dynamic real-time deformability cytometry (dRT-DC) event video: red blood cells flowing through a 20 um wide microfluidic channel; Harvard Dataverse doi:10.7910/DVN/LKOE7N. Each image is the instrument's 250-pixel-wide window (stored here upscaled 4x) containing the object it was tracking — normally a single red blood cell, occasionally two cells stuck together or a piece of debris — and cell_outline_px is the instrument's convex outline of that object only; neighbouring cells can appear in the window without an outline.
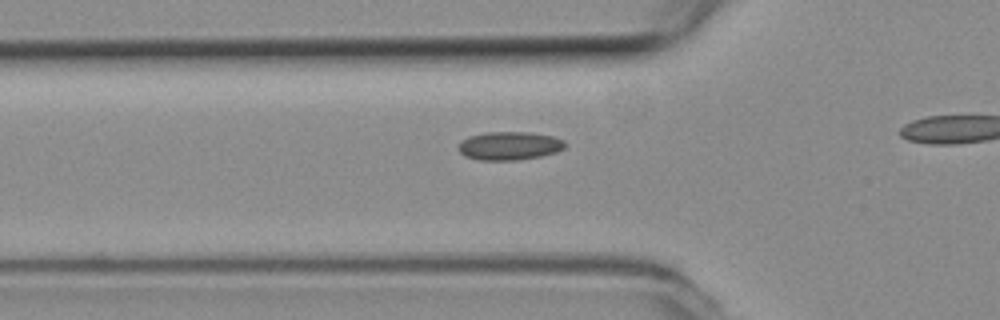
{"species": "common noctule bat (a hibernating species)", "species_latin": "Nyctalus noctula", "temperature_condition": "room temperature", "stored_images_in_passage": 28, "camera_frame_rate_fps": 3000, "um_per_image_px": 0.085, "animal": {"sex": "female", "body_mass_g": 19.3, "forearm_length_mm": 54.1}, "frame": {"image": 1, "passage_image": 4, "time_ms": 1.0, "image_size_px": [1000, 320], "cell_outline_px": [[568, 144], [564, 148], [556, 152], [540, 156], [516, 160], [480, 160], [464, 156], [456, 148], [468, 136], [488, 132], [524, 132], [552, 136], [564, 140]], "centroid_in_image_um": [43.3, 12.4], "position_along_channel_um": 82.5, "area_um2": 17.57}}
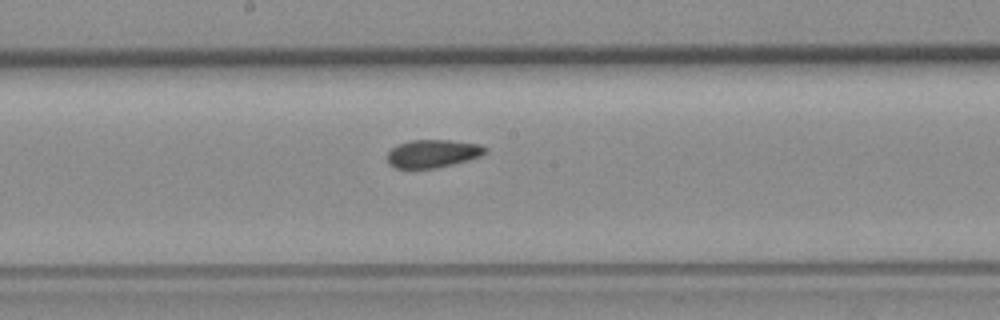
{"frame": {"image": 2, "passage_image": 14, "time_ms": 4.333, "image_size_px": [1000, 320], "cell_outline_px": [[488, 152], [480, 156], [468, 160], [436, 168], [396, 168], [388, 164], [388, 152], [396, 144], [412, 140], [448, 140], [480, 144], [488, 148]], "centroid_in_image_um": [36.8, 13.05], "position_along_channel_um": 211.4, "area_um2": 16.01}}
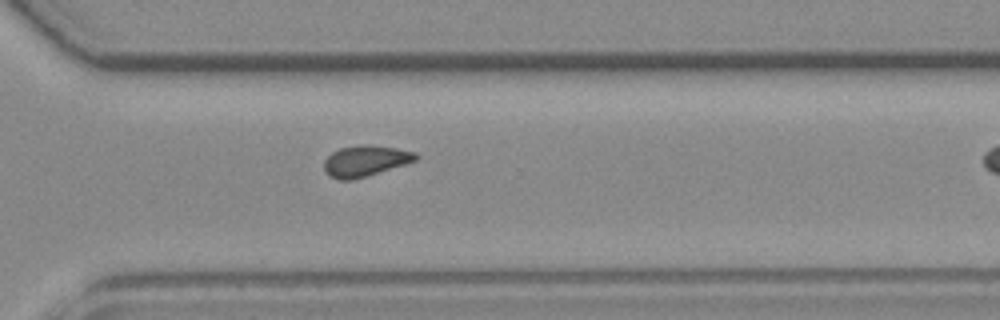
{"frame": {"image": 3, "passage_image": 24, "time_ms": 7.667, "image_size_px": [1000, 320], "cell_outline_px": [[420, 156], [416, 160], [368, 176], [352, 180], [340, 180], [328, 176], [324, 172], [324, 160], [332, 152], [340, 148], [364, 144], [368, 144], [396, 148], [416, 152]], "centroid_in_image_um": [31.03, 13.68], "position_along_channel_um": 339.6, "area_um2": 16.65}}